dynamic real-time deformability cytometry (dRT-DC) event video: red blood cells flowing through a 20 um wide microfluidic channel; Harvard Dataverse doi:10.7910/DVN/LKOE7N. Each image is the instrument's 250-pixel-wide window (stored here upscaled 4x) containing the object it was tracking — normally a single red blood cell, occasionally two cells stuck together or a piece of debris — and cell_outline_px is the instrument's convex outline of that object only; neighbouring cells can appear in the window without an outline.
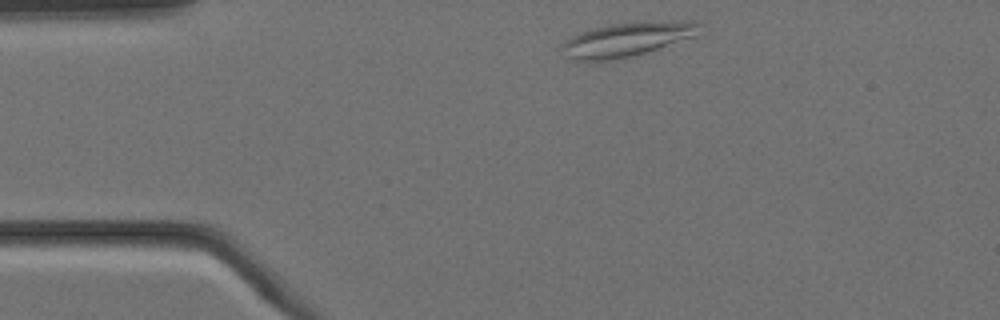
{"species": "Egyptian fruit bat (a non-hibernating species)", "species_latin": "Rousettus aegyptiacus", "temperature_condition": "cold", "stored_images_in_passage": 6, "camera_frame_rate_fps": 3000, "um_per_image_px": 0.085, "animal": {"sex": "female"}, "frame": {"image": 1, "passage_image": 1, "time_ms": 0.0, "image_size_px": [1000, 320], "cell_outline_px": [[700, 24], [696, 36], [632, 56], [612, 60], [572, 60], [568, 56], [560, 44], [564, 40], [580, 32], [608, 24], [672, 20], [696, 20]], "centroid_in_image_um": [53.32, 3.32], "position_along_channel_um": 31.7, "area_um2": 27.11}}
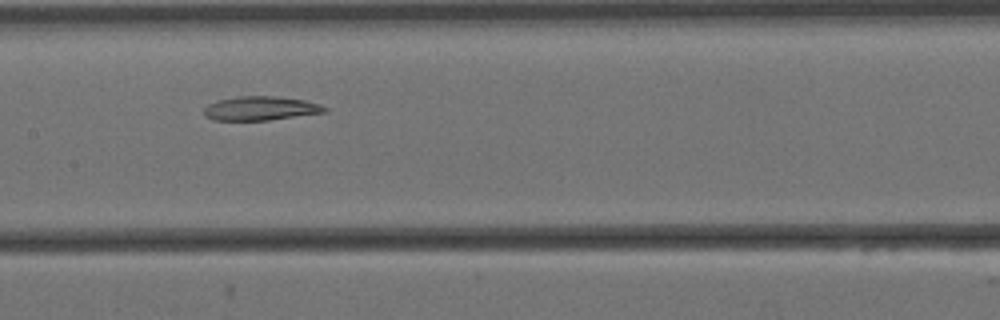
{"frame": {"image": 2, "passage_image": 6, "time_ms": 1.667, "image_size_px": [1000, 320], "cell_outline_px": [[328, 112], [268, 120], [212, 120], [204, 116], [204, 108], [208, 104], [216, 100], [240, 96], [272, 96], [304, 100], [320, 104], [328, 108]], "centroid_in_image_um": [22.14, 9.21], "position_along_channel_um": 185.3, "area_um2": 16.94}}